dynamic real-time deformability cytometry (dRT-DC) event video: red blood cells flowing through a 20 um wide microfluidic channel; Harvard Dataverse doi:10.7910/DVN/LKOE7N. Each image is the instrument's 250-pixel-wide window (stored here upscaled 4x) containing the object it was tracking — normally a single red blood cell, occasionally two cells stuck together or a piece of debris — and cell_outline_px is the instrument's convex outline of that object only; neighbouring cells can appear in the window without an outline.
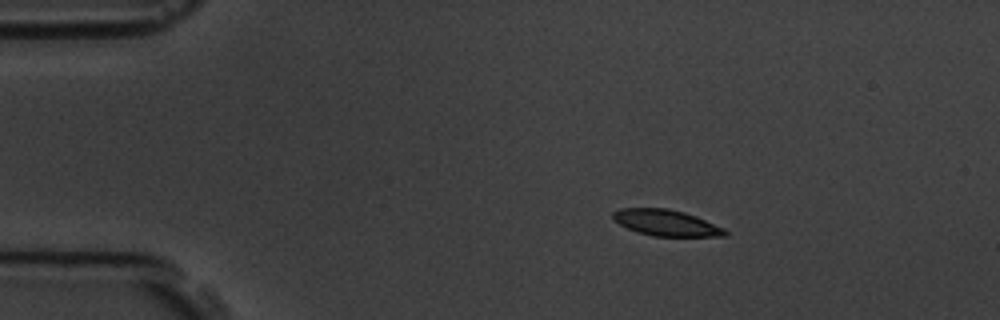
{"species": "common noctule bat (a hibernating species)", "species_latin": "Nyctalus noctula", "temperature_condition": "room temperature", "stored_images_in_passage": 3, "camera_frame_rate_fps": 3000, "um_per_image_px": 0.085, "animal": {"sex": "male", "body_mass_g": 19.5, "forearm_length_mm": 54.6}, "frame": {"image": 1, "passage_image": 2, "time_ms": 1.333, "image_size_px": [1000, 320], "cell_outline_px": [[728, 236], [652, 236], [636, 232], [612, 220], [612, 212], [620, 208], [668, 208], [684, 212], [696, 216], [724, 228], [728, 232]], "centroid_in_image_um": [56.6, 18.93], "position_along_channel_um": 28.4, "area_um2": 17.17}}